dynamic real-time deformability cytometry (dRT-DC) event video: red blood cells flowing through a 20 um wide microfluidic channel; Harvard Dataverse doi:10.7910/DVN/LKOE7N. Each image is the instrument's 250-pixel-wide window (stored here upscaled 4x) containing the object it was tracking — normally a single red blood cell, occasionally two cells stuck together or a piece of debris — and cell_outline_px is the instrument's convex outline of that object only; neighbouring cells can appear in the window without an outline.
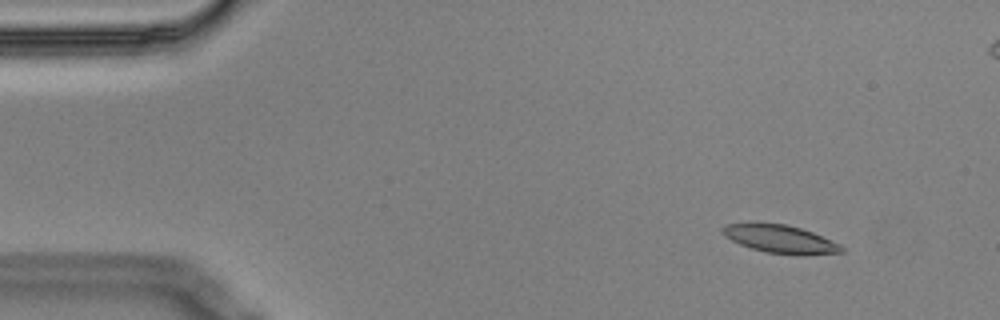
{"species": "Egyptian fruit bat (a non-hibernating species)", "species_latin": "Rousettus aegyptiacus", "temperature_condition": "cold", "stored_images_in_passage": 6, "camera_frame_rate_fps": 3000, "um_per_image_px": 0.085, "animal": {"sex": "male"}, "frame": {"image": 1, "passage_image": 2, "time_ms": 0.333, "image_size_px": [1000, 320], "cell_outline_px": [[844, 252], [804, 256], [800, 256], [764, 252], [740, 244], [724, 236], [720, 232], [720, 228], [728, 224], [784, 224], [800, 228], [812, 232], [840, 244], [844, 248]], "centroid_in_image_um": [66.36, 20.35], "position_along_channel_um": 18.6, "area_um2": 19.36}}
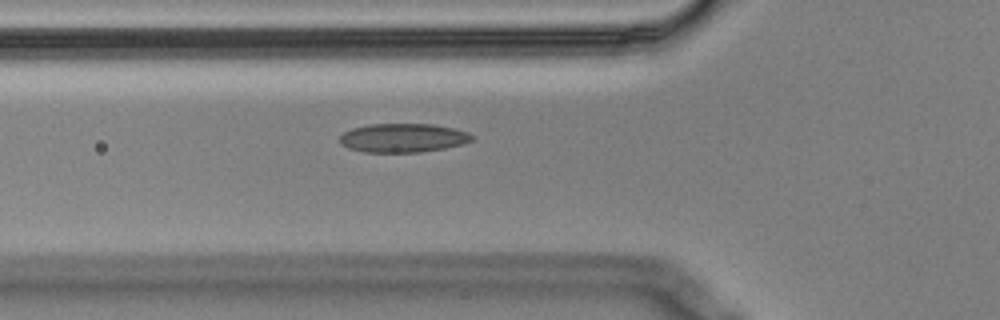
{"frame": {"image": 2, "passage_image": 6, "time_ms": 1.667, "image_size_px": [1000, 320], "cell_outline_px": [[476, 136], [472, 140], [464, 144], [444, 148], [420, 152], [364, 152], [348, 148], [340, 144], [340, 136], [344, 132], [352, 128], [372, 124], [432, 124], [452, 128], [468, 132]], "centroid_in_image_um": [34.27, 11.72], "position_along_channel_um": 91.5, "area_um2": 22.25}}